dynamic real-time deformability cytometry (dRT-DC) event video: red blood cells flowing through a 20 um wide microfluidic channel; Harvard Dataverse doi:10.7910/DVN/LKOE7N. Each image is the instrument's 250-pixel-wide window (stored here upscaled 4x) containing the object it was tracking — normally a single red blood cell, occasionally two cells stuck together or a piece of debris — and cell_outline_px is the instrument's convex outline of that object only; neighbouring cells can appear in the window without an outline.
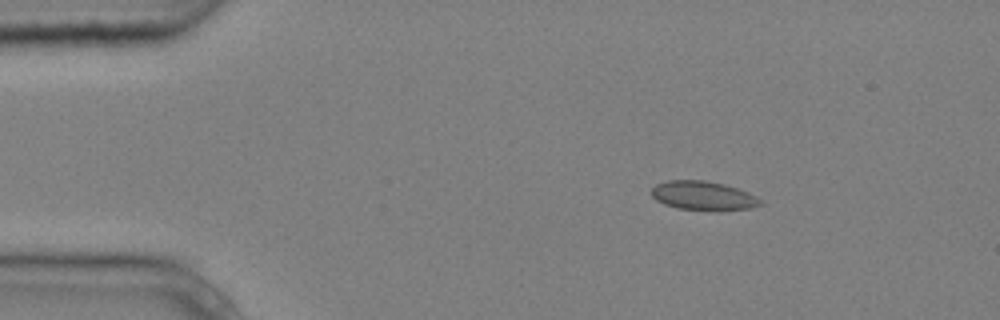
{"species": "common noctule bat (a hibernating species)", "species_latin": "Nyctalus noctula", "temperature_condition": "cold", "stored_images_in_passage": 4, "camera_frame_rate_fps": 3000, "um_per_image_px": 0.085, "animal": {"sex": "male", "body_mass_g": 20.4}, "frame": {"image": 1, "passage_image": 2, "time_ms": 0.333, "image_size_px": [1000, 320], "cell_outline_px": [[764, 204], [752, 208], [676, 208], [664, 204], [656, 200], [652, 196], [652, 188], [656, 184], [668, 180], [704, 180], [724, 184], [748, 192], [756, 196]], "centroid_in_image_um": [59.74, 16.59], "position_along_channel_um": 25.3, "area_um2": 17.69}}